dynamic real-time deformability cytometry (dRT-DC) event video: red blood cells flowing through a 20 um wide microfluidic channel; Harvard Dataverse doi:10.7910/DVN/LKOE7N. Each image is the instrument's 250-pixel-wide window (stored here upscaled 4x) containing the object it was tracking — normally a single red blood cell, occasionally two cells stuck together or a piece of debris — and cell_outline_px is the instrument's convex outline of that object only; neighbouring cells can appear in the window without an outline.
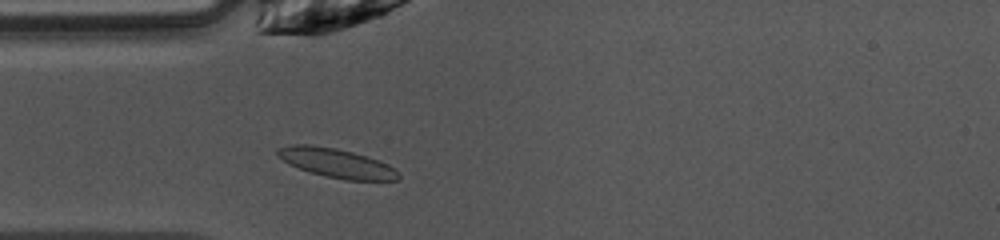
{"species": "common noctule bat (a hibernating species)", "species_latin": "Nyctalus noctula", "temperature_condition": "warm", "stored_images_in_passage": 39, "camera_frame_rate_fps": 3000, "um_per_image_px": 0.085, "animal": {"sex": "female", "body_mass_g": 10.0, "forearm_length_mm": 53.1}, "frame": {"image": 1, "passage_image": 4, "time_ms": 1.0, "image_size_px": [1000, 240], "cell_outline_px": [[400, 180], [348, 180], [324, 176], [288, 164], [276, 156], [276, 148], [292, 144], [312, 144], [336, 148], [352, 152], [388, 164], [396, 168], [400, 172]], "centroid_in_image_um": [28.58, 13.85], "position_along_channel_um": 56.4, "area_um2": 20.63}}
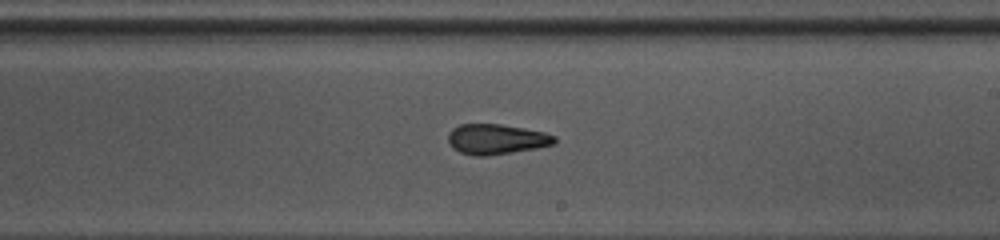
{"frame": {"image": 2, "passage_image": 18, "time_ms": 5.667, "image_size_px": [1000, 240], "cell_outline_px": [[556, 144], [536, 148], [512, 152], [484, 156], [476, 156], [460, 152], [452, 148], [448, 140], [448, 132], [452, 128], [460, 124], [500, 124], [524, 128], [544, 132], [556, 136]], "centroid_in_image_um": [42.18, 11.82], "position_along_channel_um": 246.8, "area_um2": 18.79}}
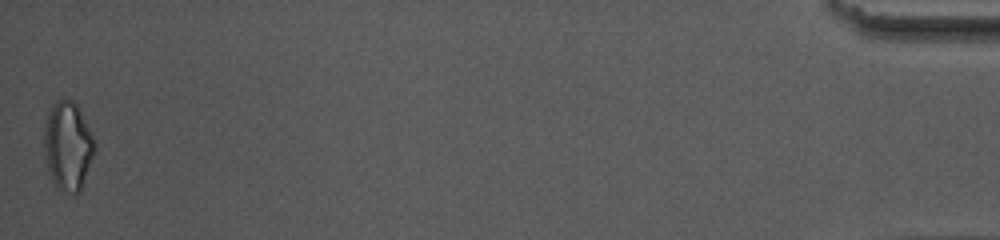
{"frame": {"image": 3, "passage_image": 39, "time_ms": 12.667, "image_size_px": [1000, 240], "cell_outline_px": [[96, 144], [92, 156], [80, 188], [76, 192], [72, 192], [60, 188], [52, 180], [48, 172], [44, 148], [44, 132], [48, 112], [56, 100], [72, 100], [76, 104]], "centroid_in_image_um": [5.73, 12.36], "position_along_channel_um": 429.5, "area_um2": 25.03}, "authors_computed_cell_mechanics": {"area_um2": 18.9584, "velocity_mm_per_s": 4.0826, "shape_relaxation_time_tau1_ms": 7.0009, "shape_relaxation_time_tau2_ms": 2.9339, "deformation_change_tau1": 0.182, "deformation_change_tau2": 0.1145}}